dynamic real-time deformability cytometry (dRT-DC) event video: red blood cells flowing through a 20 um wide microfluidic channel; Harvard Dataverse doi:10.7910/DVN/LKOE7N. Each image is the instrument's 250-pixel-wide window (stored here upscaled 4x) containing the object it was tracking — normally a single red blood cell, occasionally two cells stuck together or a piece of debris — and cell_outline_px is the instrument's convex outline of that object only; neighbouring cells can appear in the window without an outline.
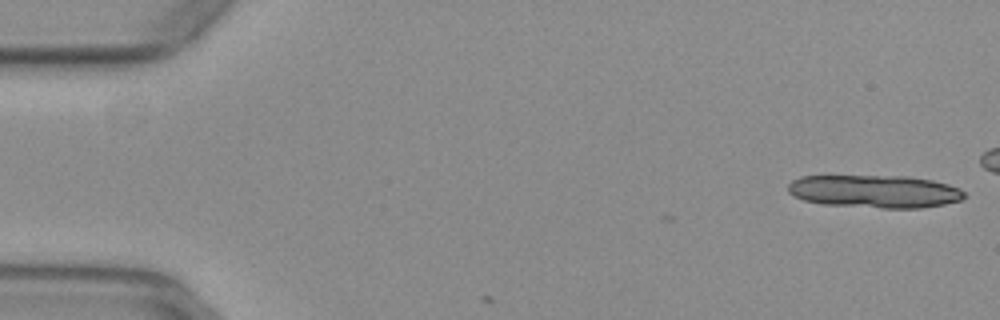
{"species": "common noctule bat (a hibernating species)", "species_latin": "Nyctalus noctula", "temperature_condition": "warm", "stored_images_in_passage": 4, "camera_frame_rate_fps": 3000, "um_per_image_px": 0.085, "animal": {"sex": "female", "body_mass_g": 29.2, "forearm_length_mm": 56.3}, "frame": {"image": 1, "passage_image": 1, "time_ms": 0.0, "image_size_px": [1000, 320], "cell_outline_px": [[968, 196], [960, 200], [944, 204], [920, 208], [884, 208], [824, 204], [804, 200], [792, 196], [788, 192], [788, 184], [792, 180], [800, 176], [908, 176], [932, 180], [948, 184], [960, 188]], "centroid_in_image_um": [74.35, 16.26], "position_along_channel_um": 10.6, "area_um2": 33.87}}